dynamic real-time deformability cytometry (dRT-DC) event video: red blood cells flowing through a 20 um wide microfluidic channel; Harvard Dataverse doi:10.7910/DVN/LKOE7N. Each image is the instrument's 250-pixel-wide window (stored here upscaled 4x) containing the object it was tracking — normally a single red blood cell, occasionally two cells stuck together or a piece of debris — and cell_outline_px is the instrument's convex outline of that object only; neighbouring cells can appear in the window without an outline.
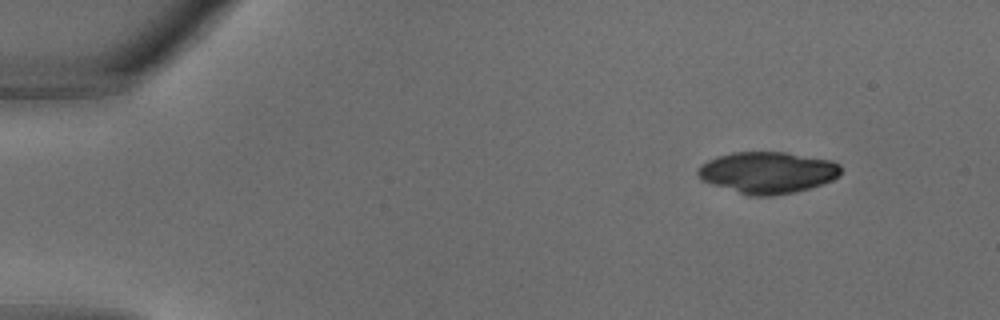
{"species": "common noctule bat (a hibernating species)", "species_latin": "Nyctalus noctula", "temperature_condition": "warm", "stored_images_in_passage": 14, "camera_frame_rate_fps": 3000, "um_per_image_px": 0.085, "animal": {"sex": "male", "body_mass_g": 18.8}, "frame": {"image": 1, "passage_image": 1, "time_ms": 0.0, "image_size_px": [1000, 320], "cell_outline_px": [[840, 176], [832, 180], [796, 192], [772, 196], [748, 196], [700, 180], [696, 172], [696, 168], [700, 164], [716, 156], [732, 152], [784, 152], [832, 160], [840, 164]], "centroid_in_image_um": [65.2, 14.66], "position_along_channel_um": 19.8, "area_um2": 34.91}}